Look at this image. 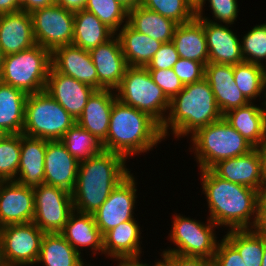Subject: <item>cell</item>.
Masks as SVG:
<instances>
[{"mask_svg": "<svg viewBox=\"0 0 266 266\" xmlns=\"http://www.w3.org/2000/svg\"><path fill=\"white\" fill-rule=\"evenodd\" d=\"M200 172L209 219L217 226H229V230L251 229L256 219L259 191L218 177L211 169Z\"/></svg>", "mask_w": 266, "mask_h": 266, "instance_id": "obj_1", "label": "cell"}, {"mask_svg": "<svg viewBox=\"0 0 266 266\" xmlns=\"http://www.w3.org/2000/svg\"><path fill=\"white\" fill-rule=\"evenodd\" d=\"M125 163L122 155L106 150L81 161L72 192L74 210L93 214L130 174Z\"/></svg>", "mask_w": 266, "mask_h": 266, "instance_id": "obj_2", "label": "cell"}, {"mask_svg": "<svg viewBox=\"0 0 266 266\" xmlns=\"http://www.w3.org/2000/svg\"><path fill=\"white\" fill-rule=\"evenodd\" d=\"M164 139L161 125L154 118L117 99L112 106L109 130L102 148L129 159L151 150Z\"/></svg>", "mask_w": 266, "mask_h": 266, "instance_id": "obj_3", "label": "cell"}, {"mask_svg": "<svg viewBox=\"0 0 266 266\" xmlns=\"http://www.w3.org/2000/svg\"><path fill=\"white\" fill-rule=\"evenodd\" d=\"M168 112L161 125L164 138L168 136L169 129H172L171 132L178 139L190 133L192 136L199 129L223 117L205 78L185 85L182 91L170 100Z\"/></svg>", "mask_w": 266, "mask_h": 266, "instance_id": "obj_4", "label": "cell"}, {"mask_svg": "<svg viewBox=\"0 0 266 266\" xmlns=\"http://www.w3.org/2000/svg\"><path fill=\"white\" fill-rule=\"evenodd\" d=\"M191 140L200 170L210 169L218 161L247 154L255 148L224 117L199 129Z\"/></svg>", "mask_w": 266, "mask_h": 266, "instance_id": "obj_5", "label": "cell"}, {"mask_svg": "<svg viewBox=\"0 0 266 266\" xmlns=\"http://www.w3.org/2000/svg\"><path fill=\"white\" fill-rule=\"evenodd\" d=\"M51 67V52L36 44L21 52L6 55L0 82L27 94L44 91Z\"/></svg>", "mask_w": 266, "mask_h": 266, "instance_id": "obj_6", "label": "cell"}, {"mask_svg": "<svg viewBox=\"0 0 266 266\" xmlns=\"http://www.w3.org/2000/svg\"><path fill=\"white\" fill-rule=\"evenodd\" d=\"M76 120L45 90L28 94L22 134L46 140H60Z\"/></svg>", "mask_w": 266, "mask_h": 266, "instance_id": "obj_7", "label": "cell"}, {"mask_svg": "<svg viewBox=\"0 0 266 266\" xmlns=\"http://www.w3.org/2000/svg\"><path fill=\"white\" fill-rule=\"evenodd\" d=\"M115 91L121 103L149 114L160 125L165 121L170 100L155 84L146 67L128 66Z\"/></svg>", "mask_w": 266, "mask_h": 266, "instance_id": "obj_8", "label": "cell"}, {"mask_svg": "<svg viewBox=\"0 0 266 266\" xmlns=\"http://www.w3.org/2000/svg\"><path fill=\"white\" fill-rule=\"evenodd\" d=\"M207 224L190 219L180 214L174 217L170 240L177 246L166 249L162 253L178 254L183 256L205 257L213 260L219 241L214 233L217 225L209 218Z\"/></svg>", "mask_w": 266, "mask_h": 266, "instance_id": "obj_9", "label": "cell"}, {"mask_svg": "<svg viewBox=\"0 0 266 266\" xmlns=\"http://www.w3.org/2000/svg\"><path fill=\"white\" fill-rule=\"evenodd\" d=\"M44 232L33 222L0 228V245L6 266L36 264Z\"/></svg>", "mask_w": 266, "mask_h": 266, "instance_id": "obj_10", "label": "cell"}, {"mask_svg": "<svg viewBox=\"0 0 266 266\" xmlns=\"http://www.w3.org/2000/svg\"><path fill=\"white\" fill-rule=\"evenodd\" d=\"M36 44L52 52L54 49L72 45L74 35V12L54 3L31 13Z\"/></svg>", "mask_w": 266, "mask_h": 266, "instance_id": "obj_11", "label": "cell"}, {"mask_svg": "<svg viewBox=\"0 0 266 266\" xmlns=\"http://www.w3.org/2000/svg\"><path fill=\"white\" fill-rule=\"evenodd\" d=\"M33 189V223L44 233H60L74 211L72 193L45 183Z\"/></svg>", "mask_w": 266, "mask_h": 266, "instance_id": "obj_12", "label": "cell"}, {"mask_svg": "<svg viewBox=\"0 0 266 266\" xmlns=\"http://www.w3.org/2000/svg\"><path fill=\"white\" fill-rule=\"evenodd\" d=\"M133 174H129L92 214L102 235L120 223L133 220L137 187Z\"/></svg>", "mask_w": 266, "mask_h": 266, "instance_id": "obj_13", "label": "cell"}, {"mask_svg": "<svg viewBox=\"0 0 266 266\" xmlns=\"http://www.w3.org/2000/svg\"><path fill=\"white\" fill-rule=\"evenodd\" d=\"M34 189L14 180L0 181V228L33 222Z\"/></svg>", "mask_w": 266, "mask_h": 266, "instance_id": "obj_14", "label": "cell"}, {"mask_svg": "<svg viewBox=\"0 0 266 266\" xmlns=\"http://www.w3.org/2000/svg\"><path fill=\"white\" fill-rule=\"evenodd\" d=\"M116 36V37H115ZM97 72V90H116L125 75L128 64L115 34L106 43L89 51Z\"/></svg>", "mask_w": 266, "mask_h": 266, "instance_id": "obj_15", "label": "cell"}, {"mask_svg": "<svg viewBox=\"0 0 266 266\" xmlns=\"http://www.w3.org/2000/svg\"><path fill=\"white\" fill-rule=\"evenodd\" d=\"M79 163L60 140H47L44 183L72 193L77 181Z\"/></svg>", "mask_w": 266, "mask_h": 266, "instance_id": "obj_16", "label": "cell"}, {"mask_svg": "<svg viewBox=\"0 0 266 266\" xmlns=\"http://www.w3.org/2000/svg\"><path fill=\"white\" fill-rule=\"evenodd\" d=\"M196 17L202 19L209 63L236 65L244 62L241 53V41L236 33L229 29V24H219L208 17H203V15H196Z\"/></svg>", "mask_w": 266, "mask_h": 266, "instance_id": "obj_17", "label": "cell"}, {"mask_svg": "<svg viewBox=\"0 0 266 266\" xmlns=\"http://www.w3.org/2000/svg\"><path fill=\"white\" fill-rule=\"evenodd\" d=\"M45 91L77 120L95 89L50 67Z\"/></svg>", "mask_w": 266, "mask_h": 266, "instance_id": "obj_18", "label": "cell"}, {"mask_svg": "<svg viewBox=\"0 0 266 266\" xmlns=\"http://www.w3.org/2000/svg\"><path fill=\"white\" fill-rule=\"evenodd\" d=\"M51 67L97 90V72L89 51L65 45L51 52Z\"/></svg>", "mask_w": 266, "mask_h": 266, "instance_id": "obj_19", "label": "cell"}, {"mask_svg": "<svg viewBox=\"0 0 266 266\" xmlns=\"http://www.w3.org/2000/svg\"><path fill=\"white\" fill-rule=\"evenodd\" d=\"M204 78L212 89L222 115L249 103L234 81V65L208 63L205 66Z\"/></svg>", "mask_w": 266, "mask_h": 266, "instance_id": "obj_20", "label": "cell"}, {"mask_svg": "<svg viewBox=\"0 0 266 266\" xmlns=\"http://www.w3.org/2000/svg\"><path fill=\"white\" fill-rule=\"evenodd\" d=\"M218 177L262 191L261 162L257 148L247 154L218 161L210 168Z\"/></svg>", "mask_w": 266, "mask_h": 266, "instance_id": "obj_21", "label": "cell"}, {"mask_svg": "<svg viewBox=\"0 0 266 266\" xmlns=\"http://www.w3.org/2000/svg\"><path fill=\"white\" fill-rule=\"evenodd\" d=\"M34 45L36 42L31 13L20 10L0 15V46L5 56Z\"/></svg>", "mask_w": 266, "mask_h": 266, "instance_id": "obj_22", "label": "cell"}, {"mask_svg": "<svg viewBox=\"0 0 266 266\" xmlns=\"http://www.w3.org/2000/svg\"><path fill=\"white\" fill-rule=\"evenodd\" d=\"M111 89L95 90L88 98L80 117L76 120L81 127L103 143L108 134L112 106L117 100Z\"/></svg>", "mask_w": 266, "mask_h": 266, "instance_id": "obj_23", "label": "cell"}, {"mask_svg": "<svg viewBox=\"0 0 266 266\" xmlns=\"http://www.w3.org/2000/svg\"><path fill=\"white\" fill-rule=\"evenodd\" d=\"M46 146V139L21 133L20 164L14 181L31 188L44 183Z\"/></svg>", "mask_w": 266, "mask_h": 266, "instance_id": "obj_24", "label": "cell"}, {"mask_svg": "<svg viewBox=\"0 0 266 266\" xmlns=\"http://www.w3.org/2000/svg\"><path fill=\"white\" fill-rule=\"evenodd\" d=\"M60 234L81 254L79 247H90L103 254V235L92 214L73 211Z\"/></svg>", "mask_w": 266, "mask_h": 266, "instance_id": "obj_25", "label": "cell"}, {"mask_svg": "<svg viewBox=\"0 0 266 266\" xmlns=\"http://www.w3.org/2000/svg\"><path fill=\"white\" fill-rule=\"evenodd\" d=\"M225 120L255 148L266 141V110L252 102L223 115Z\"/></svg>", "mask_w": 266, "mask_h": 266, "instance_id": "obj_26", "label": "cell"}, {"mask_svg": "<svg viewBox=\"0 0 266 266\" xmlns=\"http://www.w3.org/2000/svg\"><path fill=\"white\" fill-rule=\"evenodd\" d=\"M172 42L180 58L209 63L206 36L202 19L195 17L189 22L177 25Z\"/></svg>", "mask_w": 266, "mask_h": 266, "instance_id": "obj_27", "label": "cell"}, {"mask_svg": "<svg viewBox=\"0 0 266 266\" xmlns=\"http://www.w3.org/2000/svg\"><path fill=\"white\" fill-rule=\"evenodd\" d=\"M140 235V226L135 218L120 223L103 235V254L113 259L140 256Z\"/></svg>", "mask_w": 266, "mask_h": 266, "instance_id": "obj_28", "label": "cell"}, {"mask_svg": "<svg viewBox=\"0 0 266 266\" xmlns=\"http://www.w3.org/2000/svg\"><path fill=\"white\" fill-rule=\"evenodd\" d=\"M117 33L128 66L146 67L163 44L134 30L128 24H123Z\"/></svg>", "mask_w": 266, "mask_h": 266, "instance_id": "obj_29", "label": "cell"}, {"mask_svg": "<svg viewBox=\"0 0 266 266\" xmlns=\"http://www.w3.org/2000/svg\"><path fill=\"white\" fill-rule=\"evenodd\" d=\"M27 96L23 90L0 82V131L3 134L22 133Z\"/></svg>", "mask_w": 266, "mask_h": 266, "instance_id": "obj_30", "label": "cell"}, {"mask_svg": "<svg viewBox=\"0 0 266 266\" xmlns=\"http://www.w3.org/2000/svg\"><path fill=\"white\" fill-rule=\"evenodd\" d=\"M127 24L162 43L172 41L177 23L143 6L128 10Z\"/></svg>", "mask_w": 266, "mask_h": 266, "instance_id": "obj_31", "label": "cell"}, {"mask_svg": "<svg viewBox=\"0 0 266 266\" xmlns=\"http://www.w3.org/2000/svg\"><path fill=\"white\" fill-rule=\"evenodd\" d=\"M115 33L93 13L79 10L74 12V35L72 45L86 51L97 48L110 40Z\"/></svg>", "mask_w": 266, "mask_h": 266, "instance_id": "obj_32", "label": "cell"}, {"mask_svg": "<svg viewBox=\"0 0 266 266\" xmlns=\"http://www.w3.org/2000/svg\"><path fill=\"white\" fill-rule=\"evenodd\" d=\"M81 257L60 233H45L36 263L45 266H90L85 265Z\"/></svg>", "mask_w": 266, "mask_h": 266, "instance_id": "obj_33", "label": "cell"}, {"mask_svg": "<svg viewBox=\"0 0 266 266\" xmlns=\"http://www.w3.org/2000/svg\"><path fill=\"white\" fill-rule=\"evenodd\" d=\"M224 238L239 252L246 266H261L264 238L251 229L228 230Z\"/></svg>", "mask_w": 266, "mask_h": 266, "instance_id": "obj_34", "label": "cell"}, {"mask_svg": "<svg viewBox=\"0 0 266 266\" xmlns=\"http://www.w3.org/2000/svg\"><path fill=\"white\" fill-rule=\"evenodd\" d=\"M60 141L79 162L97 155L103 150L102 143L78 123H75Z\"/></svg>", "mask_w": 266, "mask_h": 266, "instance_id": "obj_35", "label": "cell"}, {"mask_svg": "<svg viewBox=\"0 0 266 266\" xmlns=\"http://www.w3.org/2000/svg\"><path fill=\"white\" fill-rule=\"evenodd\" d=\"M141 6L173 20L178 25L196 17V4L191 0H142Z\"/></svg>", "mask_w": 266, "mask_h": 266, "instance_id": "obj_36", "label": "cell"}, {"mask_svg": "<svg viewBox=\"0 0 266 266\" xmlns=\"http://www.w3.org/2000/svg\"><path fill=\"white\" fill-rule=\"evenodd\" d=\"M21 134L0 138V181L15 180L20 164Z\"/></svg>", "mask_w": 266, "mask_h": 266, "instance_id": "obj_37", "label": "cell"}, {"mask_svg": "<svg viewBox=\"0 0 266 266\" xmlns=\"http://www.w3.org/2000/svg\"><path fill=\"white\" fill-rule=\"evenodd\" d=\"M85 10L93 13L115 34L124 22L127 24L128 10L117 0H87Z\"/></svg>", "mask_w": 266, "mask_h": 266, "instance_id": "obj_38", "label": "cell"}, {"mask_svg": "<svg viewBox=\"0 0 266 266\" xmlns=\"http://www.w3.org/2000/svg\"><path fill=\"white\" fill-rule=\"evenodd\" d=\"M234 81L243 96L252 102L262 93V66L249 62L234 65Z\"/></svg>", "mask_w": 266, "mask_h": 266, "instance_id": "obj_39", "label": "cell"}, {"mask_svg": "<svg viewBox=\"0 0 266 266\" xmlns=\"http://www.w3.org/2000/svg\"><path fill=\"white\" fill-rule=\"evenodd\" d=\"M241 40V53L244 62L263 66L266 59V27L263 24L254 26Z\"/></svg>", "mask_w": 266, "mask_h": 266, "instance_id": "obj_40", "label": "cell"}, {"mask_svg": "<svg viewBox=\"0 0 266 266\" xmlns=\"http://www.w3.org/2000/svg\"><path fill=\"white\" fill-rule=\"evenodd\" d=\"M210 2V9L214 16V20L223 22V24H233L238 16V3L237 0H199L196 4V15H203V6Z\"/></svg>", "mask_w": 266, "mask_h": 266, "instance_id": "obj_41", "label": "cell"}, {"mask_svg": "<svg viewBox=\"0 0 266 266\" xmlns=\"http://www.w3.org/2000/svg\"><path fill=\"white\" fill-rule=\"evenodd\" d=\"M148 71L155 84L162 89L169 100L180 93L184 88V84L175 74L173 68Z\"/></svg>", "mask_w": 266, "mask_h": 266, "instance_id": "obj_42", "label": "cell"}, {"mask_svg": "<svg viewBox=\"0 0 266 266\" xmlns=\"http://www.w3.org/2000/svg\"><path fill=\"white\" fill-rule=\"evenodd\" d=\"M173 70L184 86L202 80L205 75L203 63L184 58H179Z\"/></svg>", "mask_w": 266, "mask_h": 266, "instance_id": "obj_43", "label": "cell"}, {"mask_svg": "<svg viewBox=\"0 0 266 266\" xmlns=\"http://www.w3.org/2000/svg\"><path fill=\"white\" fill-rule=\"evenodd\" d=\"M179 58V54L172 41L163 43L146 68L148 70L171 69Z\"/></svg>", "mask_w": 266, "mask_h": 266, "instance_id": "obj_44", "label": "cell"}, {"mask_svg": "<svg viewBox=\"0 0 266 266\" xmlns=\"http://www.w3.org/2000/svg\"><path fill=\"white\" fill-rule=\"evenodd\" d=\"M212 261L215 266H246L239 252L224 237Z\"/></svg>", "mask_w": 266, "mask_h": 266, "instance_id": "obj_45", "label": "cell"}, {"mask_svg": "<svg viewBox=\"0 0 266 266\" xmlns=\"http://www.w3.org/2000/svg\"><path fill=\"white\" fill-rule=\"evenodd\" d=\"M161 258L169 266H211L213 261L205 257L183 256L171 253H162Z\"/></svg>", "mask_w": 266, "mask_h": 266, "instance_id": "obj_46", "label": "cell"}, {"mask_svg": "<svg viewBox=\"0 0 266 266\" xmlns=\"http://www.w3.org/2000/svg\"><path fill=\"white\" fill-rule=\"evenodd\" d=\"M251 230L266 239V190L259 192L256 219Z\"/></svg>", "mask_w": 266, "mask_h": 266, "instance_id": "obj_47", "label": "cell"}, {"mask_svg": "<svg viewBox=\"0 0 266 266\" xmlns=\"http://www.w3.org/2000/svg\"><path fill=\"white\" fill-rule=\"evenodd\" d=\"M55 0H21V10L32 13L34 10L51 6Z\"/></svg>", "mask_w": 266, "mask_h": 266, "instance_id": "obj_48", "label": "cell"}, {"mask_svg": "<svg viewBox=\"0 0 266 266\" xmlns=\"http://www.w3.org/2000/svg\"><path fill=\"white\" fill-rule=\"evenodd\" d=\"M87 0H55V3L64 9L76 12L84 10Z\"/></svg>", "mask_w": 266, "mask_h": 266, "instance_id": "obj_49", "label": "cell"}, {"mask_svg": "<svg viewBox=\"0 0 266 266\" xmlns=\"http://www.w3.org/2000/svg\"><path fill=\"white\" fill-rule=\"evenodd\" d=\"M21 10V0H0V15Z\"/></svg>", "mask_w": 266, "mask_h": 266, "instance_id": "obj_50", "label": "cell"}, {"mask_svg": "<svg viewBox=\"0 0 266 266\" xmlns=\"http://www.w3.org/2000/svg\"><path fill=\"white\" fill-rule=\"evenodd\" d=\"M256 148L259 153L260 162H261L262 188L263 190H266V141Z\"/></svg>", "mask_w": 266, "mask_h": 266, "instance_id": "obj_51", "label": "cell"}, {"mask_svg": "<svg viewBox=\"0 0 266 266\" xmlns=\"http://www.w3.org/2000/svg\"><path fill=\"white\" fill-rule=\"evenodd\" d=\"M140 256L136 257H115V260L120 261L117 266H151L148 263L141 262ZM141 262V263H140ZM153 266V265H152Z\"/></svg>", "mask_w": 266, "mask_h": 266, "instance_id": "obj_52", "label": "cell"}, {"mask_svg": "<svg viewBox=\"0 0 266 266\" xmlns=\"http://www.w3.org/2000/svg\"><path fill=\"white\" fill-rule=\"evenodd\" d=\"M126 10L136 8L141 5L142 0H117Z\"/></svg>", "mask_w": 266, "mask_h": 266, "instance_id": "obj_53", "label": "cell"}, {"mask_svg": "<svg viewBox=\"0 0 266 266\" xmlns=\"http://www.w3.org/2000/svg\"><path fill=\"white\" fill-rule=\"evenodd\" d=\"M262 94H264V98L266 99V66H262ZM263 108L266 110V100L262 102Z\"/></svg>", "mask_w": 266, "mask_h": 266, "instance_id": "obj_54", "label": "cell"}, {"mask_svg": "<svg viewBox=\"0 0 266 266\" xmlns=\"http://www.w3.org/2000/svg\"><path fill=\"white\" fill-rule=\"evenodd\" d=\"M4 58H5V55H4L3 50L1 49V46H0V77H1V73H2Z\"/></svg>", "mask_w": 266, "mask_h": 266, "instance_id": "obj_55", "label": "cell"}, {"mask_svg": "<svg viewBox=\"0 0 266 266\" xmlns=\"http://www.w3.org/2000/svg\"><path fill=\"white\" fill-rule=\"evenodd\" d=\"M261 266H266V239L265 238H264V251H263Z\"/></svg>", "mask_w": 266, "mask_h": 266, "instance_id": "obj_56", "label": "cell"}, {"mask_svg": "<svg viewBox=\"0 0 266 266\" xmlns=\"http://www.w3.org/2000/svg\"><path fill=\"white\" fill-rule=\"evenodd\" d=\"M153 266H169V265L163 259H162V261L160 259V261L155 262V265H153Z\"/></svg>", "mask_w": 266, "mask_h": 266, "instance_id": "obj_57", "label": "cell"}, {"mask_svg": "<svg viewBox=\"0 0 266 266\" xmlns=\"http://www.w3.org/2000/svg\"><path fill=\"white\" fill-rule=\"evenodd\" d=\"M0 266H6L3 260L2 252H1V245H0Z\"/></svg>", "mask_w": 266, "mask_h": 266, "instance_id": "obj_58", "label": "cell"}, {"mask_svg": "<svg viewBox=\"0 0 266 266\" xmlns=\"http://www.w3.org/2000/svg\"><path fill=\"white\" fill-rule=\"evenodd\" d=\"M191 1L194 2L195 4L199 2V0H191Z\"/></svg>", "mask_w": 266, "mask_h": 266, "instance_id": "obj_59", "label": "cell"}, {"mask_svg": "<svg viewBox=\"0 0 266 266\" xmlns=\"http://www.w3.org/2000/svg\"><path fill=\"white\" fill-rule=\"evenodd\" d=\"M4 134L0 131V138L3 136Z\"/></svg>", "mask_w": 266, "mask_h": 266, "instance_id": "obj_60", "label": "cell"}]
</instances>
